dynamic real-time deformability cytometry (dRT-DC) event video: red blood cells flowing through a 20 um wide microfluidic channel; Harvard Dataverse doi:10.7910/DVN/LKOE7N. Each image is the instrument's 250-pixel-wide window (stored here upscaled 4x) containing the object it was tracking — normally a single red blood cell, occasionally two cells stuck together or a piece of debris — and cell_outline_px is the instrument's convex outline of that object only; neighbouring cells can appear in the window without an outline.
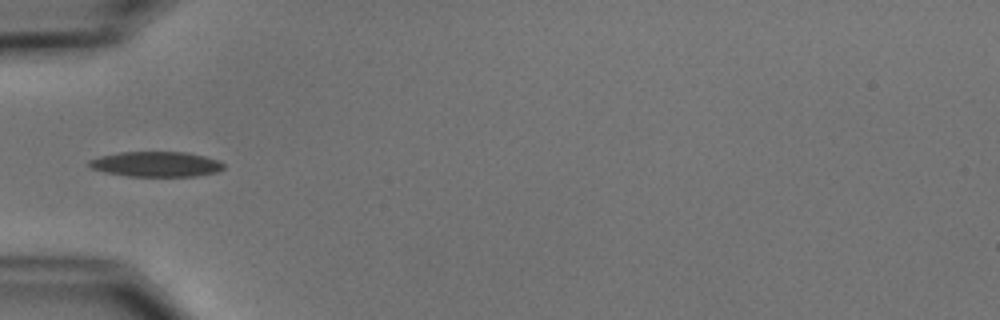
{"species": "common noctule bat (a hibernating species)", "species_latin": "Nyctalus noctula", "temperature_condition": "cold", "stored_images_in_passage": 4, "camera_frame_rate_fps": 3000, "um_per_image_px": 0.085, "animal": {"sex": "male", "body_mass_g": 15.6}, "frame": {"image": 1, "passage_image": 4, "time_ms": 3.333, "image_size_px": [1000, 320], "cell_outline_px": [[224, 168], [216, 172], [196, 176], [128, 176], [104, 172], [92, 168], [88, 164], [88, 160], [100, 156], [120, 152], [188, 152], [220, 160], [224, 164]], "centroid_in_image_um": [13.28, 13.95], "position_along_channel_um": 71.7, "area_um2": 19.77}}